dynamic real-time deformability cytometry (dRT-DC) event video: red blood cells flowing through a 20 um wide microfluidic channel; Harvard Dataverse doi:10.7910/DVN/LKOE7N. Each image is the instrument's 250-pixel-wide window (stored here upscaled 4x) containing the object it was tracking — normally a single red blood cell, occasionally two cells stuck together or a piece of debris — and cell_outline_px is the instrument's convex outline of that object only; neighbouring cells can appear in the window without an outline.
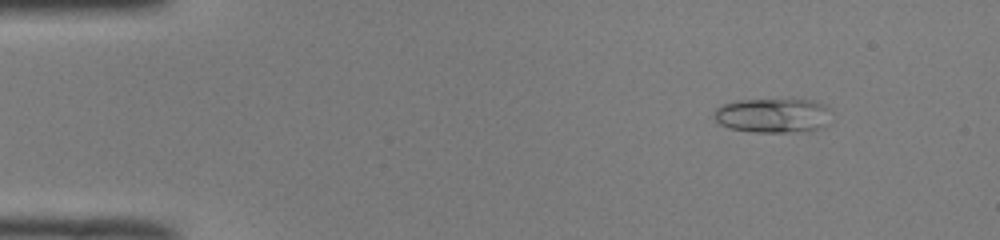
{"species": "common noctule bat (a hibernating species)", "species_latin": "Nyctalus noctula", "temperature_condition": "room temperature", "stored_images_in_passage": 47, "camera_frame_rate_fps": 3000, "um_per_image_px": 0.085, "animal": {"sex": "male", "body_mass_g": 19.0, "forearm_length_mm": 50.8}, "frame": {"image": 1, "passage_image": 2, "time_ms": 0.333, "image_size_px": [1000, 240], "cell_outline_px": [[832, 108], [828, 124], [816, 128], [784, 132], [752, 132], [728, 128], [720, 124], [716, 120], [716, 108], [724, 104], [740, 100], [812, 100], [824, 104]], "centroid_in_image_um": [65.73, 9.81], "position_along_channel_um": 19.3, "area_um2": 23.29}}
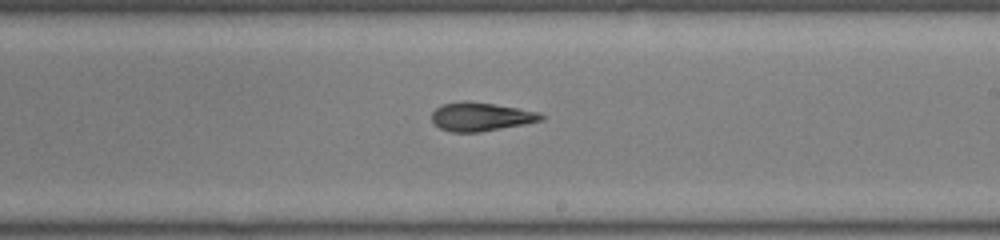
{"frame": {"image": 2, "passage_image": 26, "time_ms": 8.333, "image_size_px": [1000, 240], "cell_outline_px": [[544, 120], [524, 124], [480, 132], [452, 132], [440, 128], [432, 120], [432, 112], [440, 104], [460, 100], [464, 100], [492, 104], [540, 112], [544, 116]], "centroid_in_image_um": [40.85, 9.91], "position_along_channel_um": 248.1, "area_um2": 18.21}}
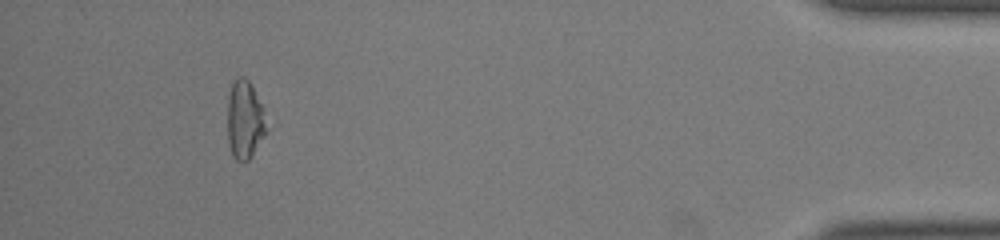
{"frame": {"image": 3, "passage_image": 43, "time_ms": 14.0, "image_size_px": [1000, 240], "cell_outline_px": [[268, 124], [264, 136], [252, 156], [248, 160], [236, 160], [232, 156], [228, 144], [228, 96], [232, 80], [240, 76], [244, 76], [252, 84], [268, 120]], "centroid_in_image_um": [20.81, 10.16], "position_along_channel_um": 414.4, "area_um2": 18.09}, "authors_computed_cell_mechanics": {"area_um2": 18.6116, "velocity_mm_per_s": 4.02, "shape_relaxation_time_tau1_ms": 7.246, "shape_relaxation_time_tau2_ms": 3.7949, "deformation_change_tau1": 0.2138, "deformation_change_tau2": 0.1156}}